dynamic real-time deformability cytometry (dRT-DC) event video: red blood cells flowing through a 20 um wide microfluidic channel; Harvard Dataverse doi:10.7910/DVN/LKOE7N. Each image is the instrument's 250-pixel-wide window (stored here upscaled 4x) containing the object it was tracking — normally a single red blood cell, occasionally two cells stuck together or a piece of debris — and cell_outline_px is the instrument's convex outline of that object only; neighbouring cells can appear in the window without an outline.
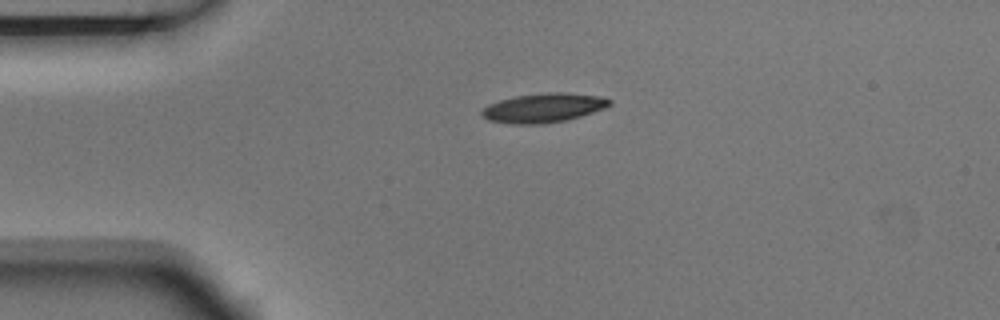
{"species": "Egyptian fruit bat (a non-hibernating species)", "species_latin": "Rousettus aegyptiacus", "temperature_condition": "room temperature", "stored_images_in_passage": 2, "camera_frame_rate_fps": 3000, "um_per_image_px": 0.085, "animal": {"sex": "male"}, "frame": {"image": 1, "passage_image": 1, "time_ms": 0.0, "image_size_px": [1000, 320], "cell_outline_px": [[612, 104], [604, 108], [568, 120], [540, 124], [512, 124], [488, 120], [480, 116], [480, 112], [488, 104], [500, 100], [516, 96], [552, 92], [560, 92], [600, 96], [612, 100]], "centroid_in_image_um": [46.18, 9.17], "position_along_channel_um": 38.8, "area_um2": 21.68}}